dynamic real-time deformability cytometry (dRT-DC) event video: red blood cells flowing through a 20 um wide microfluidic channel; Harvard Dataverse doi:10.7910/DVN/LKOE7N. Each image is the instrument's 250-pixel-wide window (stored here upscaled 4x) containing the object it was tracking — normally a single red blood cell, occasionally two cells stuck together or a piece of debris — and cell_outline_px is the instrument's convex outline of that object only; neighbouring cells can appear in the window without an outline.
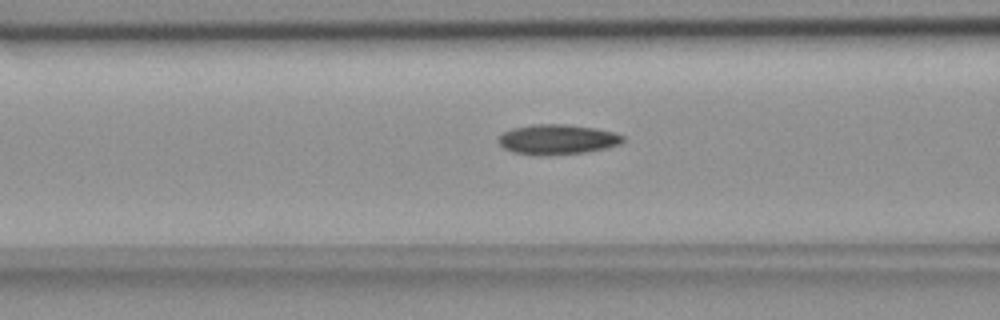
{"species": "common noctule bat (a hibernating species)", "species_latin": "Nyctalus noctula", "temperature_condition": "room temperature", "stored_images_in_passage": 56, "camera_frame_rate_fps": 3000, "um_per_image_px": 0.085, "animal": {"sex": "female", "body_mass_g": 18.4}, "frame": {"image": 1, "passage_image": 22, "time_ms": 7.0, "image_size_px": [1000, 320], "cell_outline_px": [[624, 140], [620, 144], [608, 148], [584, 152], [544, 156], [536, 156], [512, 152], [504, 148], [496, 140], [504, 132], [512, 128], [536, 124], [564, 124], [592, 128], [612, 132], [624, 136]], "centroid_in_image_um": [47.34, 11.87], "position_along_channel_um": 119.3, "area_um2": 21.79}}
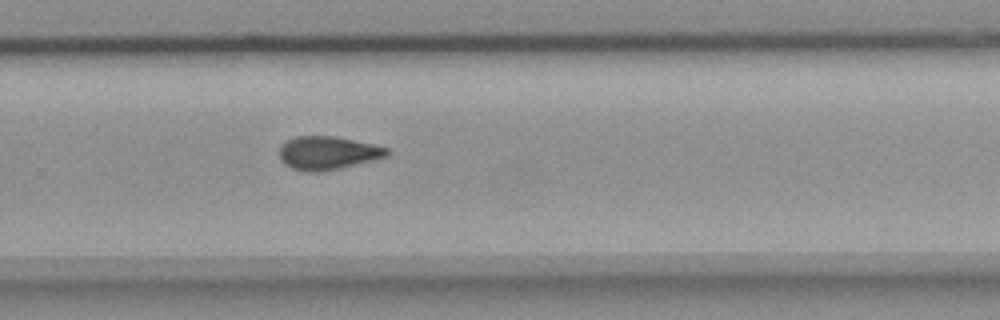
{"frame": {"image": 2, "passage_image": 37, "time_ms": 12.0, "image_size_px": [1000, 320], "cell_outline_px": [[388, 156], [340, 168], [320, 172], [304, 172], [292, 168], [284, 164], [280, 160], [280, 144], [296, 136], [336, 136], [372, 144], [388, 148]], "centroid_in_image_um": [27.82, 13.0], "position_along_channel_um": 302.0, "area_um2": 20.87}}
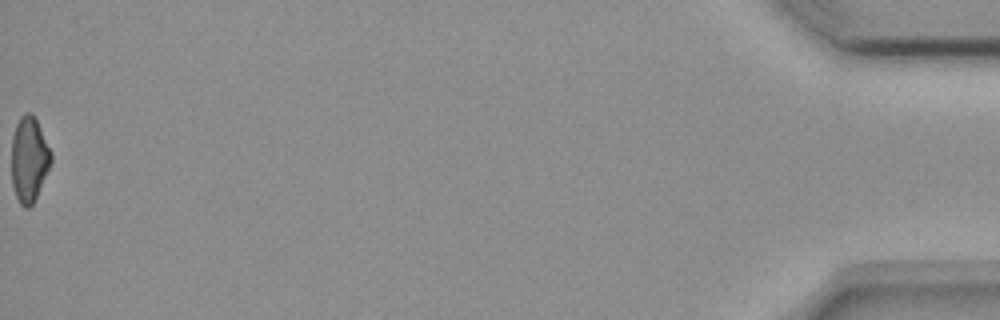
{"frame": {"image": 3, "passage_image": 56, "time_ms": 18.333, "image_size_px": [1000, 320], "cell_outline_px": [[52, 160], [36, 196], [32, 204], [28, 208], [24, 208], [20, 204], [16, 196], [12, 184], [12, 136], [16, 124], [20, 116], [24, 112], [32, 112], [52, 152]], "centroid_in_image_um": [2.46, 13.51], "position_along_channel_um": 432.7, "area_um2": 19.48}, "authors_computed_cell_mechanics": {"area_um2": 20.7791, "velocity_mm_per_s": 3.6664, "shape_relaxation_time_tau1_ms": null, "shape_relaxation_time_tau2_ms": 4.3528, "deformation_change_tau1": null, "deformation_change_tau2": 0.1003}}